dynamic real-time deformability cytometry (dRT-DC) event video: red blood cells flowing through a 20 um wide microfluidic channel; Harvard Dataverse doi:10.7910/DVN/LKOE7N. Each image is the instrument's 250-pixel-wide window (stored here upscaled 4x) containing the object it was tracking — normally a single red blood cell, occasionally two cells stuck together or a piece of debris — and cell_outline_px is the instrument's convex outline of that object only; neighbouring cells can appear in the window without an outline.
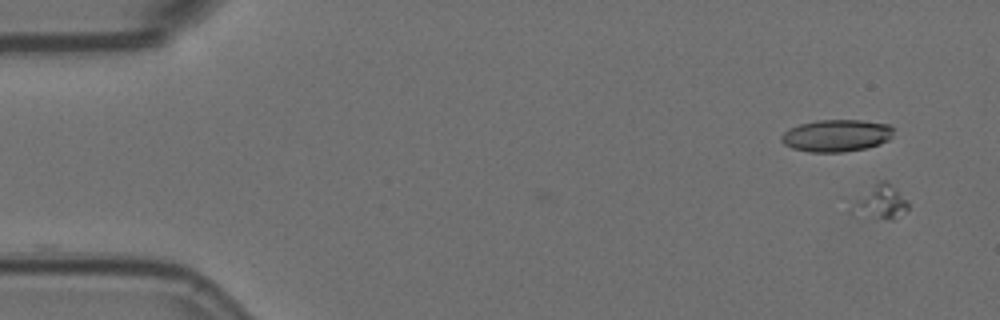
{"species": "Egyptian fruit bat (a non-hibernating species)", "species_latin": "Rousettus aegyptiacus", "temperature_condition": "room temperature", "stored_images_in_passage": 56, "camera_frame_rate_fps": 3000, "um_per_image_px": 0.085, "animal": {"sex": "female"}, "frame": {"image": 1, "passage_image": 1, "time_ms": 0.0, "image_size_px": [1000, 320], "cell_outline_px": [[908, 208], [892, 220], [848, 212], [856, 200], [880, 180], [888, 180], [896, 188], [908, 204]], "centroid_in_image_um": [74.86, 17.16], "position_along_channel_um": 10.1, "area_um2": 10.52}}
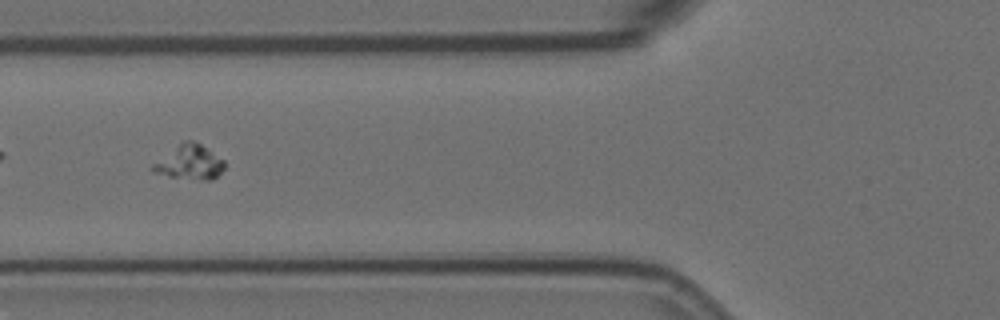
{"frame": {"image": 2, "passage_image": 20, "time_ms": 6.333, "image_size_px": [1000, 320], "cell_outline_px": [[224, 168], [212, 180], [200, 180], [168, 176], [156, 172], [152, 168], [152, 164], [184, 140], [192, 140], [200, 144], [224, 160]], "centroid_in_image_um": [16.13, 13.8], "position_along_channel_um": 109.7, "area_um2": 14.05}}
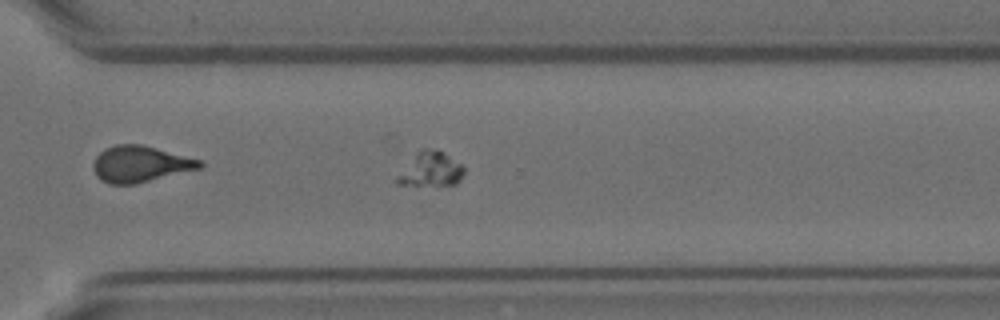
{"frame": {"image": 3, "passage_image": 39, "time_ms": 12.667, "image_size_px": [1000, 320], "cell_outline_px": [[464, 172], [460, 180], [456, 184], [396, 184], [396, 180], [416, 152], [420, 148], [424, 148], [444, 152], [460, 164], [464, 168]], "centroid_in_image_um": [36.65, 14.37], "position_along_channel_um": 334.0, "area_um2": 12.77}}